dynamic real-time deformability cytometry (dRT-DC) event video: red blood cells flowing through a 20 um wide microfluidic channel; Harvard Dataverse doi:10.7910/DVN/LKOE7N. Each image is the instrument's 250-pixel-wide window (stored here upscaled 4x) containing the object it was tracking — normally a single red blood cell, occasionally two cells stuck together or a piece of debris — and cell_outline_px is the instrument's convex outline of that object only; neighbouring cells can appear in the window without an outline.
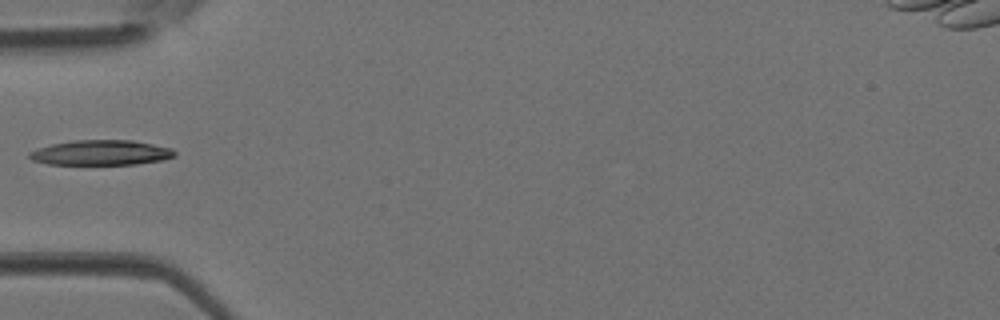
{"species": "Egyptian fruit bat (a non-hibernating species)", "species_latin": "Rousettus aegyptiacus", "temperature_condition": "room temperature", "stored_images_in_passage": 4, "camera_frame_rate_fps": 3000, "um_per_image_px": 0.085, "animal": {"sex": "female"}, "frame": {"image": 1, "passage_image": 4, "time_ms": 1.0, "image_size_px": [1000, 320], "cell_outline_px": [[176, 156], [164, 160], [136, 164], [48, 164], [32, 160], [28, 156], [28, 152], [36, 148], [52, 144], [72, 140], [132, 140], [172, 148], [176, 152]], "centroid_in_image_um": [8.58, 12.97], "position_along_channel_um": 76.4, "area_um2": 21.33}}